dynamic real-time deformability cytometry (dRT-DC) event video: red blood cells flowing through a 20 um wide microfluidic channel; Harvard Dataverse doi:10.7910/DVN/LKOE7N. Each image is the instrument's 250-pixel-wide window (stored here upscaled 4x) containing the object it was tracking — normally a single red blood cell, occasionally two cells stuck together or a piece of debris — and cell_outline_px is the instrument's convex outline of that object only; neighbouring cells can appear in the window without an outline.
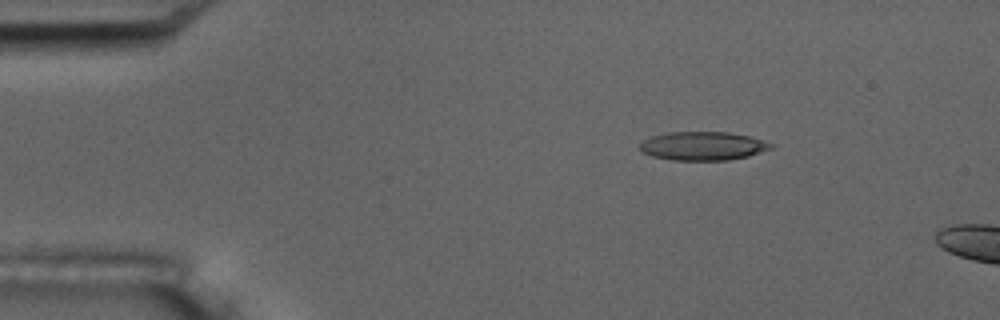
{"species": "common noctule bat (a hibernating species)", "species_latin": "Nyctalus noctula", "temperature_condition": "room temperature", "stored_images_in_passage": 3, "camera_frame_rate_fps": 3000, "um_per_image_px": 0.085, "animal": {"sex": "male", "body_mass_g": 17.5, "forearm_length_mm": 52.3}, "frame": {"image": 1, "passage_image": 1, "time_ms": 0.0, "image_size_px": [1000, 320], "cell_outline_px": [[776, 144], [772, 148], [748, 156], [728, 160], [672, 160], [652, 156], [640, 152], [640, 144], [644, 140], [652, 136], [668, 132], [728, 132], [748, 136]], "centroid_in_image_um": [59.74, 12.41], "position_along_channel_um": 25.3, "area_um2": 21.85}}